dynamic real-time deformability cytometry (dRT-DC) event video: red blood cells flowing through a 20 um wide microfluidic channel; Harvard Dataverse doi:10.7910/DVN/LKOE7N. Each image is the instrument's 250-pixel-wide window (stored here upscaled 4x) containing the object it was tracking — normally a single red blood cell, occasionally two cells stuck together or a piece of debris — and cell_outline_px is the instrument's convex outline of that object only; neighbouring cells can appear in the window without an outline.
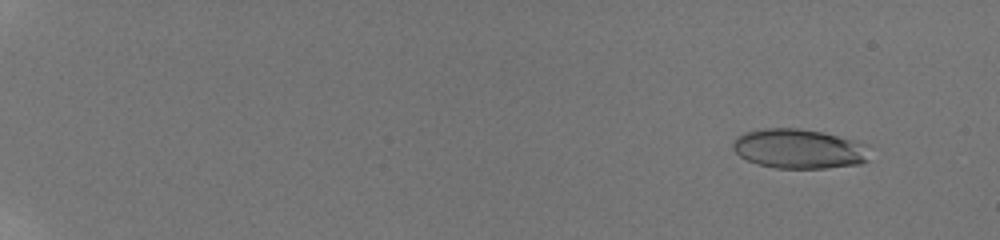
{"species": "human", "species_latin": "Homo sapiens", "temperature_condition": "room temperature", "stored_images_in_passage": 33, "camera_frame_rate_fps": 3000, "um_per_image_px": 0.085, "donor": {"sex": "male"}, "frame": {"image": 1, "passage_image": 3, "time_ms": 0.333, "image_size_px": [1000, 240], "cell_outline_px": [[868, 160], [860, 164], [828, 168], [776, 168], [756, 164], [740, 156], [732, 148], [732, 140], [736, 136], [744, 132], [764, 128], [800, 128], [820, 132], [856, 140], [868, 144]], "centroid_in_image_um": [67.9, 12.64], "position_along_channel_um": 17.1, "area_um2": 31.85}}